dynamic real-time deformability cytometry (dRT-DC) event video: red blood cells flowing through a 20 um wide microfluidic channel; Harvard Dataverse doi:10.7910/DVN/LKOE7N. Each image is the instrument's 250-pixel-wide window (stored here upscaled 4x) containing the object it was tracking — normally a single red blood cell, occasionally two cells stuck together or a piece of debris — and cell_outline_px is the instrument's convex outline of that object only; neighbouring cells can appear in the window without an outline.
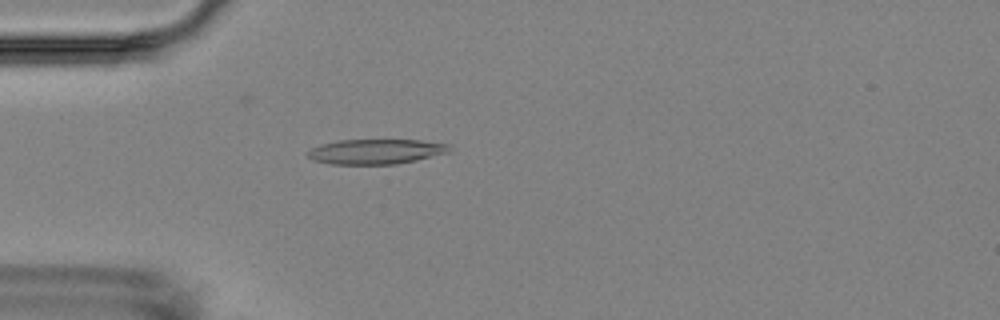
{"species": "Egyptian fruit bat (a non-hibernating species)", "species_latin": "Rousettus aegyptiacus", "temperature_condition": "room temperature", "stored_images_in_passage": 5, "camera_frame_rate_fps": 3000, "um_per_image_px": 0.085, "animal": {"sex": "female"}, "frame": {"image": 1, "passage_image": 5, "time_ms": 4.667, "image_size_px": [1000, 320], "cell_outline_px": [[452, 152], [416, 160], [396, 164], [332, 164], [312, 160], [308, 156], [308, 152], [312, 148], [320, 144], [340, 140], [420, 140], [452, 144]], "centroid_in_image_um": [32.02, 12.88], "position_along_channel_um": 53.0, "area_um2": 20.75}}